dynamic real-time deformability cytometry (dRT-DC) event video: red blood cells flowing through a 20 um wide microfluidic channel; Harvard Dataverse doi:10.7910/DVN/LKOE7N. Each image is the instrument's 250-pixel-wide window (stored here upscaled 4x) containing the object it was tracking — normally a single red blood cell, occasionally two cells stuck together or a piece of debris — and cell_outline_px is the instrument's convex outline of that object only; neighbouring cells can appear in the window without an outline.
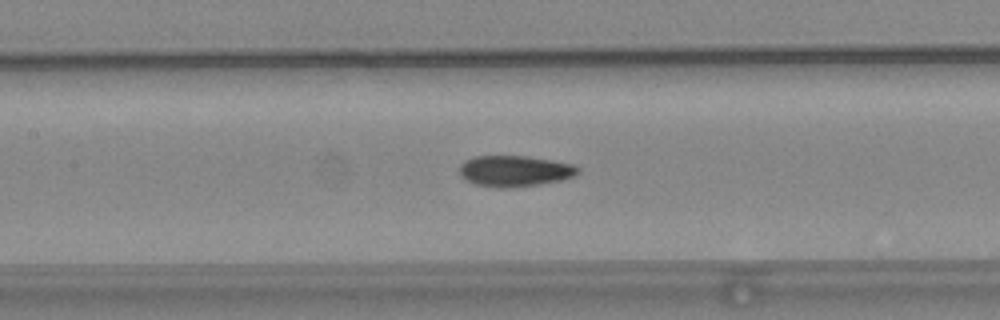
{"species": "common noctule bat (a hibernating species)", "species_latin": "Nyctalus noctula", "temperature_condition": "warm", "stored_images_in_passage": 48, "camera_frame_rate_fps": 3000, "um_per_image_px": 0.085, "animal": {"sex": "female", "body_mass_g": 24.6, "forearm_length_mm": 56.2}, "frame": {"image": 1, "passage_image": 18, "time_ms": 5.667, "image_size_px": [1000, 320], "cell_outline_px": [[580, 172], [572, 176], [560, 180], [540, 184], [512, 188], [500, 188], [476, 184], [464, 180], [460, 176], [460, 164], [464, 160], [476, 156], [528, 156], [552, 160], [572, 164], [580, 168]], "centroid_in_image_um": [43.72, 14.54], "position_along_channel_um": 163.7, "area_um2": 21.5}}
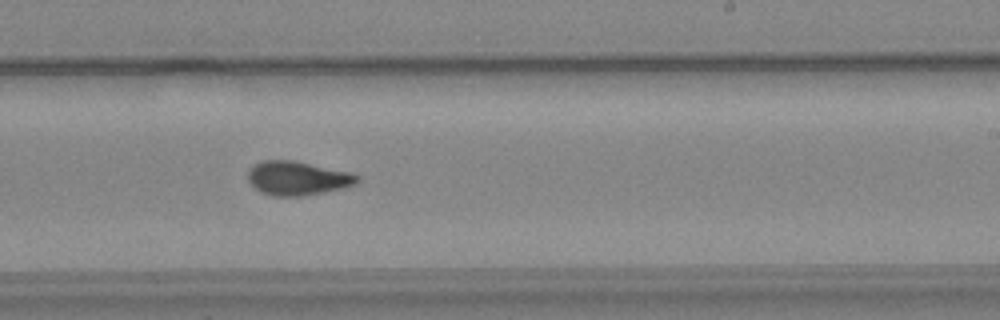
{"frame": {"image": 2, "passage_image": 26, "time_ms": 8.333, "image_size_px": [1000, 320], "cell_outline_px": [[360, 180], [356, 184], [324, 192], [304, 196], [272, 196], [260, 192], [248, 180], [248, 172], [252, 164], [260, 160], [292, 160], [352, 172], [360, 176]], "centroid_in_image_um": [25.28, 15.14], "position_along_channel_um": 263.7, "area_um2": 21.79}}
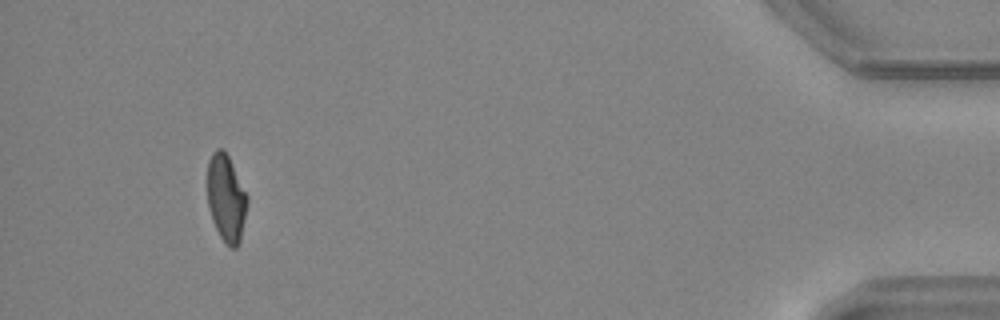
{"frame": {"image": 3, "passage_image": 44, "time_ms": 14.333, "image_size_px": [1000, 320], "cell_outline_px": [[248, 200], [240, 240], [236, 248], [232, 248], [220, 236], [212, 220], [208, 208], [208, 160], [212, 152], [216, 148], [224, 148], [248, 196]], "centroid_in_image_um": [19.21, 16.8], "position_along_channel_um": 416.0, "area_um2": 20.06}, "authors_computed_cell_mechanics": {"area_um2": 21.1548, "velocity_mm_per_s": 3.7682, "shape_relaxation_time_tau1_ms": 6.3403, "shape_relaxation_time_tau2_ms": 2.2488, "deformation_change_tau1": 0.1794, "deformation_change_tau2": 0.0671}}